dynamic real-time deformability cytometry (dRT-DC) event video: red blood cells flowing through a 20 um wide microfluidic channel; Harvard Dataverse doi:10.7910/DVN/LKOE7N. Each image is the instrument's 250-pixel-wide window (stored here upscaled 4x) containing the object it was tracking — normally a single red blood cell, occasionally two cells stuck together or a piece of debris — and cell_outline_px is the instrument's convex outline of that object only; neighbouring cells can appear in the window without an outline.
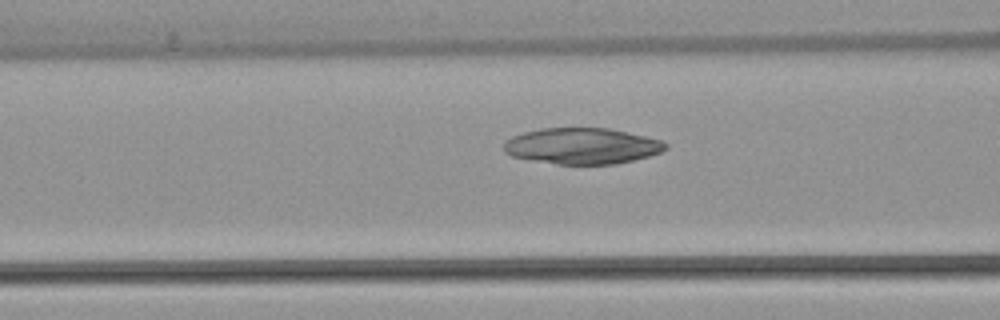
{"species": "common noctule bat (a hibernating species)", "species_latin": "Nyctalus noctula", "temperature_condition": "warm", "stored_images_in_passage": 53, "camera_frame_rate_fps": 3000, "um_per_image_px": 0.085, "animal": {"sex": "female", "body_mass_g": 22.7, "forearm_length_mm": 54.2}, "frame": {"image": 1, "passage_image": 21, "time_ms": 6.667, "image_size_px": [1000, 320], "cell_outline_px": [[668, 148], [660, 152], [648, 156], [616, 164], [556, 164], [532, 160], [512, 156], [504, 152], [504, 140], [512, 136], [524, 132], [540, 128], [608, 128], [644, 136], [660, 140], [668, 144]], "centroid_in_image_um": [49.44, 12.41], "position_along_channel_um": 117.2, "area_um2": 33.93}}
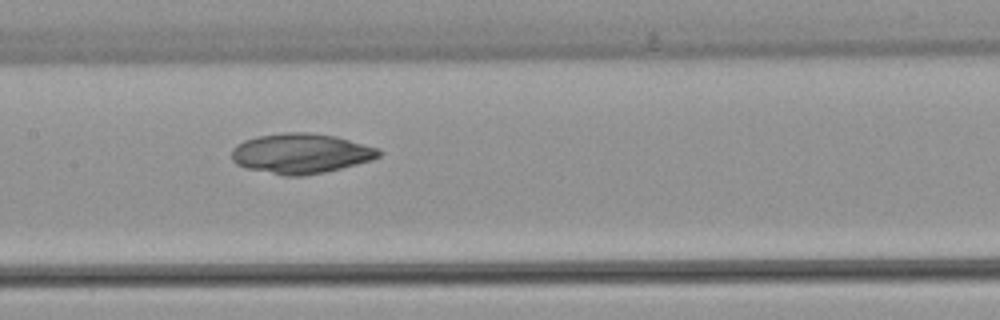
{"frame": {"image": 2, "passage_image": 26, "time_ms": 8.333, "image_size_px": [1000, 320], "cell_outline_px": [[380, 156], [372, 160], [324, 172], [304, 176], [284, 176], [244, 168], [236, 164], [232, 160], [232, 148], [236, 144], [244, 140], [256, 136], [284, 132], [312, 132], [336, 136], [380, 148]], "centroid_in_image_um": [25.55, 13.04], "position_along_channel_um": 181.9, "area_um2": 34.68}}
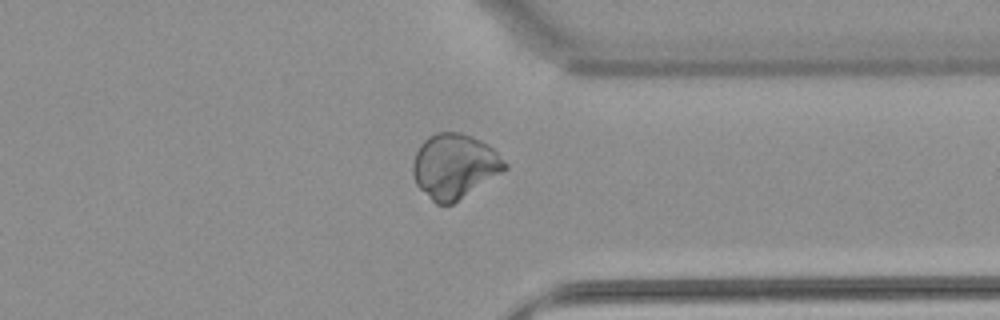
{"frame": {"image": 3, "passage_image": 41, "time_ms": 13.333, "image_size_px": [1000, 320], "cell_outline_px": [[508, 168], [504, 172], [452, 204], [436, 204], [416, 184], [412, 172], [412, 164], [416, 152], [420, 144], [428, 136], [436, 132], [460, 132], [480, 140], [488, 144], [508, 164]], "centroid_in_image_um": [38.63, 14.11], "position_along_channel_um": 372.8, "area_um2": 34.62}}